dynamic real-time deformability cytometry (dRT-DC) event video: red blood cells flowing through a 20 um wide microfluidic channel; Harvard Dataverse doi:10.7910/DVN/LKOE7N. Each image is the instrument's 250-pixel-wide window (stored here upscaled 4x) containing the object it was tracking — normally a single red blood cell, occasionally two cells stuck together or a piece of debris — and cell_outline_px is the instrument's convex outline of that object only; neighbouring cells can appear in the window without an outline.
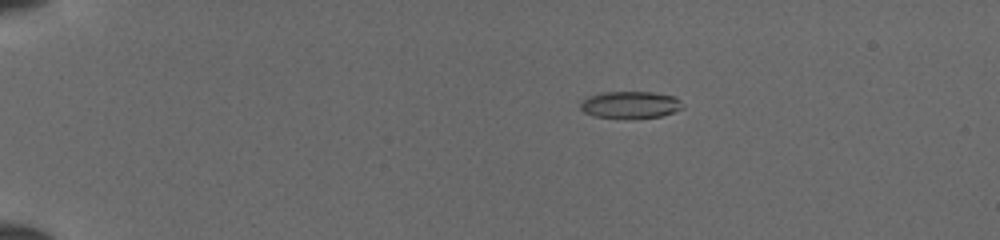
{"species": "common noctule bat (a hibernating species)", "species_latin": "Nyctalus noctula", "temperature_condition": "cold", "stored_images_in_passage": 42, "camera_frame_rate_fps": 3000, "um_per_image_px": 0.085, "animal": {"sex": "female", "body_mass_g": 19.5, "forearm_length_mm": 54.1}, "frame": {"image": 1, "passage_image": 2, "time_ms": 0.333, "image_size_px": [1000, 240], "cell_outline_px": [[684, 108], [660, 116], [592, 116], [584, 112], [580, 108], [580, 104], [588, 96], [600, 92], [652, 92], [676, 96], [684, 104]], "centroid_in_image_um": [53.6, 8.86], "position_along_channel_um": 31.4, "area_um2": 15.61}}
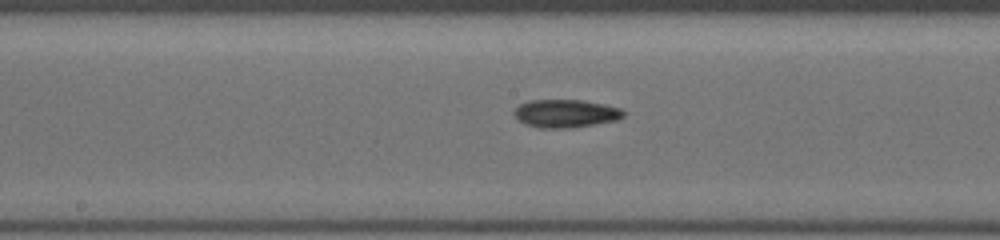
{"frame": {"image": 2, "passage_image": 20, "time_ms": 6.333, "image_size_px": [1000, 240], "cell_outline_px": [[624, 116], [616, 120], [568, 128], [540, 128], [528, 124], [520, 120], [512, 112], [520, 104], [528, 100], [584, 100], [604, 104], [620, 108], [624, 112]], "centroid_in_image_um": [48.08, 9.63], "position_along_channel_um": 200.1, "area_um2": 17.63}}
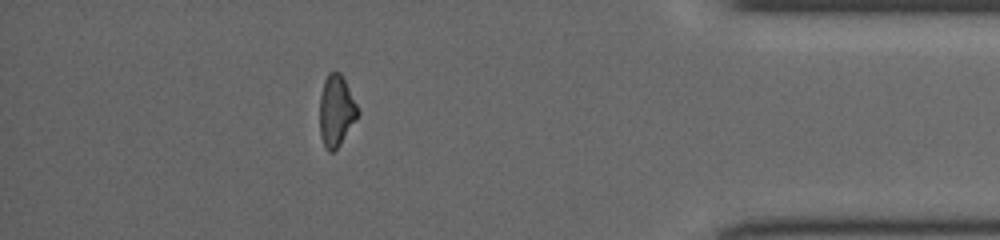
{"frame": {"image": 3, "passage_image": 37, "time_ms": 12.0, "image_size_px": [1000, 240], "cell_outline_px": [[360, 112], [356, 120], [340, 144], [332, 152], [328, 152], [324, 148], [320, 136], [320, 96], [324, 80], [328, 72], [340, 72]], "centroid_in_image_um": [28.56, 9.44], "position_along_channel_um": 406.6, "area_um2": 15.72}}